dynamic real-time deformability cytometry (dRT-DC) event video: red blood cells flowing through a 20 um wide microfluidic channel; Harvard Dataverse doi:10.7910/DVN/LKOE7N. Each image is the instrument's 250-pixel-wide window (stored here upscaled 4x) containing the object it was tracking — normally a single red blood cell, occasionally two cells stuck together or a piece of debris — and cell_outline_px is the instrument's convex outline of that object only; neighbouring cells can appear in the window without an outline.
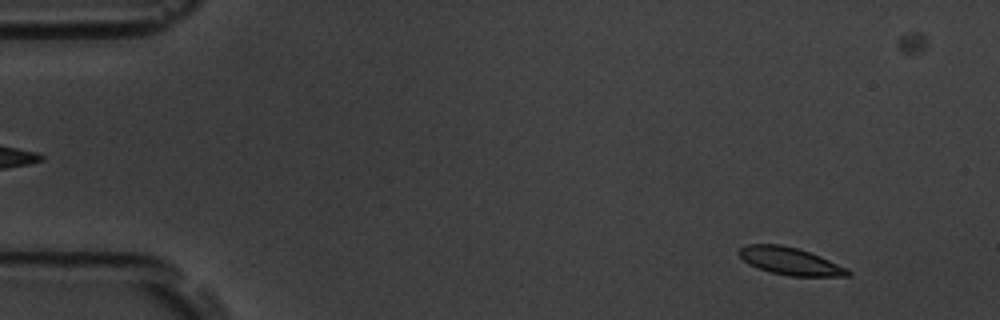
{"species": "common noctule bat (a hibernating species)", "species_latin": "Nyctalus noctula", "temperature_condition": "room temperature", "stored_images_in_passage": 11, "camera_frame_rate_fps": 3000, "um_per_image_px": 0.085, "animal": {"sex": "male", "body_mass_g": 19.5, "forearm_length_mm": 54.6}, "frame": {"image": 1, "passage_image": 5, "time_ms": 1.333, "image_size_px": [1000, 320], "cell_outline_px": [[852, 276], [788, 276], [772, 272], [748, 264], [736, 252], [740, 248], [748, 244], [780, 244], [796, 248], [820, 256], [848, 268], [852, 272]], "centroid_in_image_um": [67.18, 22.2], "position_along_channel_um": 17.8, "area_um2": 17.34}}